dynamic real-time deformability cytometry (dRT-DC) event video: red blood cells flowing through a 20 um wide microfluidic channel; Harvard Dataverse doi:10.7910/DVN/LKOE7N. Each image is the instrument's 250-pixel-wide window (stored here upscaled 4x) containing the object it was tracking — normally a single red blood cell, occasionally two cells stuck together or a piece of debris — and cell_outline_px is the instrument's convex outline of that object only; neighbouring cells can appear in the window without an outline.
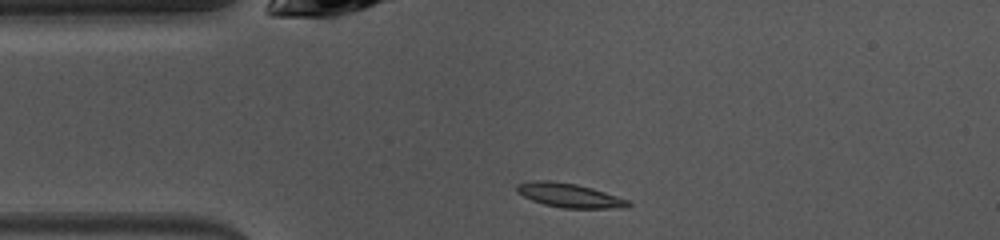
{"species": "common noctule bat (a hibernating species)", "species_latin": "Nyctalus noctula", "temperature_condition": "warm", "stored_images_in_passage": 32, "camera_frame_rate_fps": 3000, "um_per_image_px": 0.085, "animal": {"sex": "female", "body_mass_g": 10.0, "forearm_length_mm": 53.1}, "frame": {"image": 1, "passage_image": 1, "time_ms": 0.0, "image_size_px": [1000, 240], "cell_outline_px": [[632, 204], [624, 208], [560, 208], [544, 204], [532, 200], [516, 192], [516, 184], [532, 180], [548, 180], [576, 184], [592, 188], [628, 200]], "centroid_in_image_um": [48.36, 16.6], "position_along_channel_um": 36.6, "area_um2": 15.61}}
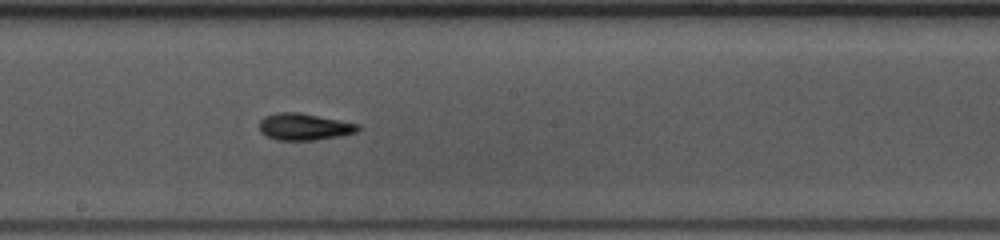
{"frame": {"image": 2, "passage_image": 16, "time_ms": 5.0, "image_size_px": [1000, 240], "cell_outline_px": [[360, 128], [356, 132], [340, 136], [312, 140], [276, 140], [260, 132], [260, 120], [264, 116], [276, 112], [300, 112], [360, 124]], "centroid_in_image_um": [25.85, 10.76], "position_along_channel_um": 222.4, "area_um2": 15.43}}
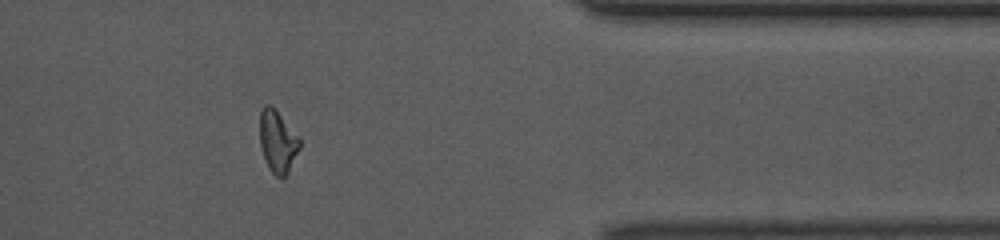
{"frame": {"image": 3, "passage_image": 30, "time_ms": 9.667, "image_size_px": [1000, 240], "cell_outline_px": [[300, 148], [288, 172], [284, 176], [276, 176], [268, 168], [264, 160], [260, 144], [260, 112], [264, 104], [268, 104], [276, 108], [300, 136]], "centroid_in_image_um": [23.6, 11.98], "position_along_channel_um": 387.8, "area_um2": 14.74}, "authors_computed_cell_mechanics": {"area_um2": 14.9702, "velocity_mm_per_s": 4.0592, "shape_relaxation_time_tau1_ms": 2.8941, "shape_relaxation_time_tau2_ms": 3.1264, "deformation_change_tau1": 0.1577, "deformation_change_tau2": 0.0948}}